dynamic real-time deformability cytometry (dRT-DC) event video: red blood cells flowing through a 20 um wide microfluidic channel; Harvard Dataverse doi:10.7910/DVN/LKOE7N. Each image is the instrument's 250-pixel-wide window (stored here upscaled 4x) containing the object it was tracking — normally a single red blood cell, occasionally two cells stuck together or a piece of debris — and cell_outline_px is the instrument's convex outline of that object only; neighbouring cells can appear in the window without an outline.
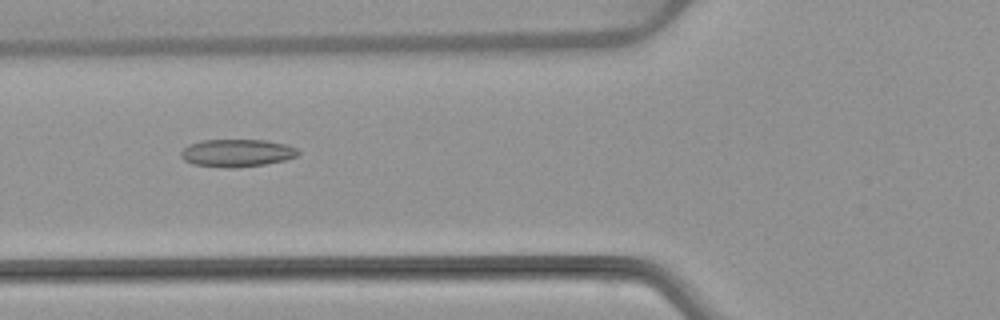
{"species": "common noctule bat (a hibernating species)", "species_latin": "Nyctalus noctula", "temperature_condition": "warm", "stored_images_in_passage": 6, "camera_frame_rate_fps": 3000, "um_per_image_px": 0.085, "animal": {"sex": "female", "body_mass_g": 22.7, "forearm_length_mm": 54.2}, "frame": {"image": 1, "passage_image": 5, "time_ms": 6.0, "image_size_px": [1000, 320], "cell_outline_px": [[300, 152], [296, 156], [284, 160], [264, 164], [236, 168], [232, 168], [192, 164], [184, 160], [180, 156], [180, 152], [188, 144], [200, 140], [264, 140], [288, 144], [296, 148]], "centroid_in_image_um": [20.12, 12.99], "position_along_channel_um": 105.7, "area_um2": 18.9}}
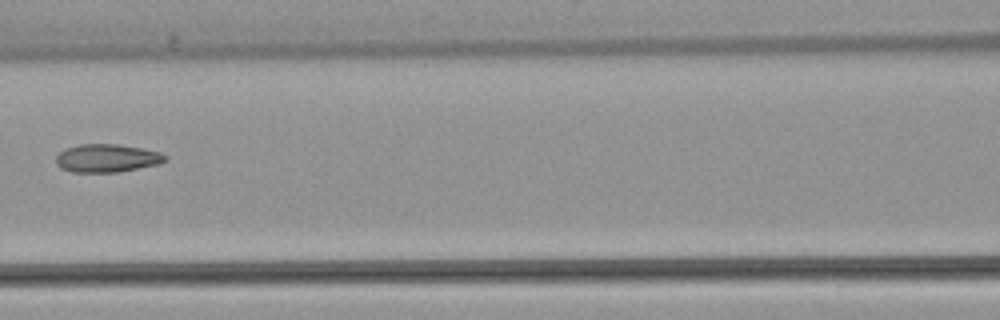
{"frame": {"image": 2, "passage_image": 6, "time_ms": 7.333, "image_size_px": [1000, 320], "cell_outline_px": [[168, 160], [160, 164], [116, 172], [72, 172], [60, 168], [56, 164], [56, 156], [64, 148], [80, 144], [120, 144], [160, 152], [168, 156]], "centroid_in_image_um": [9.09, 13.44], "position_along_channel_um": 157.5, "area_um2": 18.03}}